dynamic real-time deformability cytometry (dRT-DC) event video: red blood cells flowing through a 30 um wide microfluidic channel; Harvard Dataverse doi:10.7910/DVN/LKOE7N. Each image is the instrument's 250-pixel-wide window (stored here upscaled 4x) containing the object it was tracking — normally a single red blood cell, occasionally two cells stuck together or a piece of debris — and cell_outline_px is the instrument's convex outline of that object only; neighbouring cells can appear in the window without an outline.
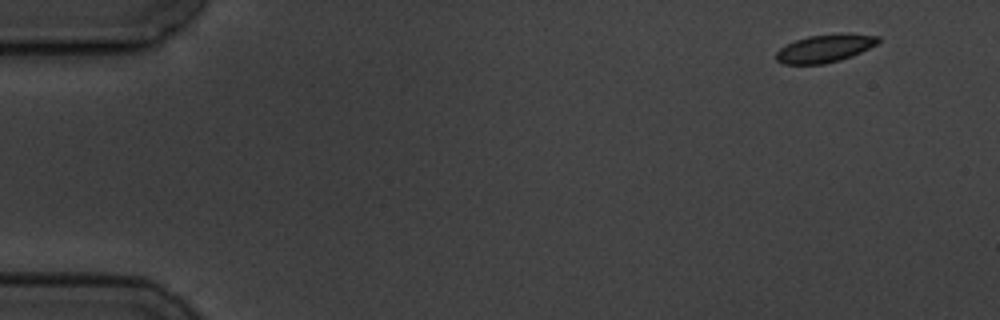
{"species": "common noctule bat (a hibernating species)", "species_latin": "Nyctalus noctula", "temperature_condition": "cold", "stored_images_in_passage": 6, "camera_frame_rate_fps": 3000, "um_per_image_px": 0.085, "animal": {"sex": "male", "body_mass_g": 19.5, "forearm_length_mm": 54.6}, "frame": {"image": 1, "passage_image": 1, "time_ms": 0.0, "image_size_px": [1000, 320], "cell_outline_px": [[880, 40], [876, 44], [852, 56], [840, 60], [824, 64], [784, 64], [776, 60], [776, 52], [780, 48], [796, 40], [808, 36], [848, 32], [880, 36]], "centroid_in_image_um": [70.14, 4.1], "position_along_channel_um": 14.9, "area_um2": 16.65}}
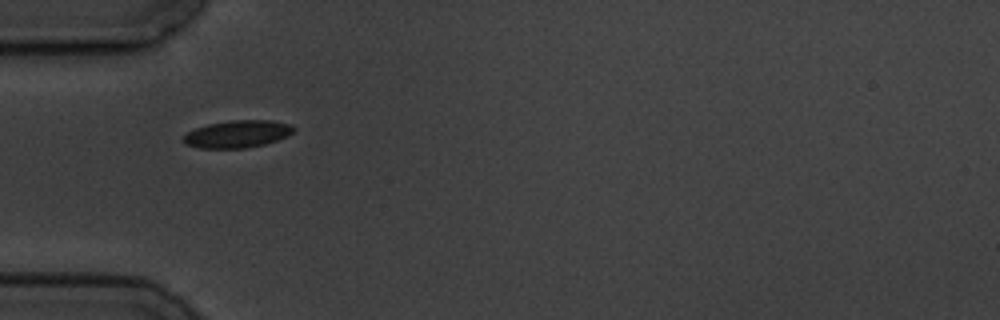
{"frame": {"image": 2, "passage_image": 5, "time_ms": 4.667, "image_size_px": [1000, 320], "cell_outline_px": [[296, 128], [288, 136], [264, 144], [244, 148], [200, 148], [184, 144], [184, 136], [188, 132], [196, 128], [208, 124], [232, 120], [272, 120], [288, 124]], "centroid_in_image_um": [20.18, 11.39], "position_along_channel_um": 64.8, "area_um2": 17.4}}
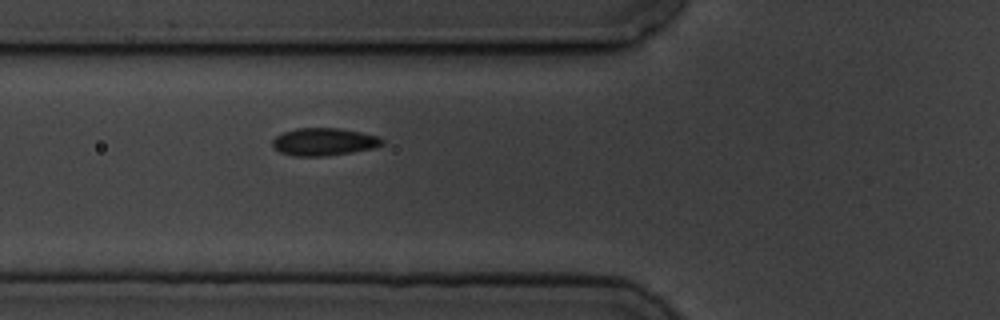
{"frame": {"image": 3, "passage_image": 6, "time_ms": 5.667, "image_size_px": [1000, 320], "cell_outline_px": [[384, 144], [376, 148], [352, 152], [324, 156], [296, 156], [280, 152], [272, 144], [272, 140], [276, 136], [284, 132], [296, 128], [340, 128], [380, 136], [384, 140]], "centroid_in_image_um": [27.58, 12.05], "position_along_channel_um": 98.2, "area_um2": 17.69}}